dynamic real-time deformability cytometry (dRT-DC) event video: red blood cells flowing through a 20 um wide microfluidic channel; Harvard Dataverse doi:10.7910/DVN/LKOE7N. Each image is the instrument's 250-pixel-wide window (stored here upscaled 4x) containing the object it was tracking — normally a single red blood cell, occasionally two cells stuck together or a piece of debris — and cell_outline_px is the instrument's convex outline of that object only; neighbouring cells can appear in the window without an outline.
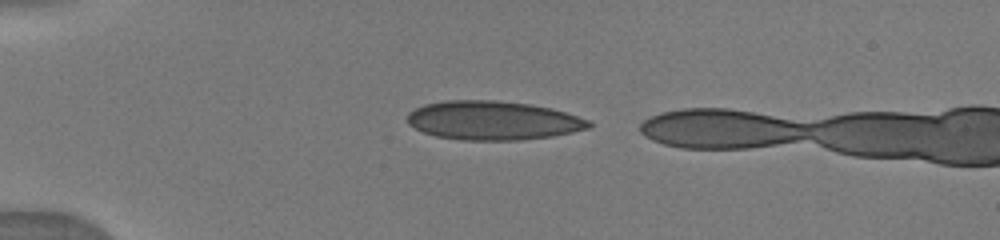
{"species": "human", "species_latin": "Homo sapiens", "temperature_condition": "warm", "stored_images_in_passage": 3, "camera_frame_rate_fps": 3000, "um_per_image_px": 0.085, "donor": {"sex": "male"}, "frame": {"image": 1, "passage_image": 1, "time_ms": 0.0, "image_size_px": [1000, 240], "cell_outline_px": [[592, 128], [552, 136], [520, 140], [460, 140], [436, 136], [424, 132], [408, 124], [408, 112], [424, 104], [448, 100], [496, 100], [532, 104], [552, 108], [592, 120]], "centroid_in_image_um": [41.95, 10.23], "position_along_channel_um": 43.0, "area_um2": 41.44}}